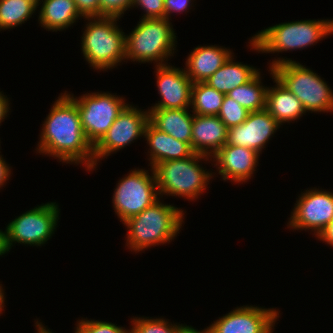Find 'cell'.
Wrapping results in <instances>:
<instances>
[{"instance_id":"obj_1","label":"cell","mask_w":333,"mask_h":333,"mask_svg":"<svg viewBox=\"0 0 333 333\" xmlns=\"http://www.w3.org/2000/svg\"><path fill=\"white\" fill-rule=\"evenodd\" d=\"M66 92L54 102L42 124L36 151L67 164H85L86 170L92 171L94 147L83 132L77 104Z\"/></svg>"},{"instance_id":"obj_2","label":"cell","mask_w":333,"mask_h":333,"mask_svg":"<svg viewBox=\"0 0 333 333\" xmlns=\"http://www.w3.org/2000/svg\"><path fill=\"white\" fill-rule=\"evenodd\" d=\"M183 219L182 209L164 204L159 198L123 223L128 230L126 246L137 253L152 246L170 243L177 237Z\"/></svg>"},{"instance_id":"obj_3","label":"cell","mask_w":333,"mask_h":333,"mask_svg":"<svg viewBox=\"0 0 333 333\" xmlns=\"http://www.w3.org/2000/svg\"><path fill=\"white\" fill-rule=\"evenodd\" d=\"M333 34V20H300L276 24L261 30L250 40L258 53L301 50Z\"/></svg>"},{"instance_id":"obj_4","label":"cell","mask_w":333,"mask_h":333,"mask_svg":"<svg viewBox=\"0 0 333 333\" xmlns=\"http://www.w3.org/2000/svg\"><path fill=\"white\" fill-rule=\"evenodd\" d=\"M119 18L116 16L84 17L89 22L83 31L81 50L86 61L95 70L113 69L122 60H126V34L116 25Z\"/></svg>"},{"instance_id":"obj_5","label":"cell","mask_w":333,"mask_h":333,"mask_svg":"<svg viewBox=\"0 0 333 333\" xmlns=\"http://www.w3.org/2000/svg\"><path fill=\"white\" fill-rule=\"evenodd\" d=\"M277 78L302 103L306 112L333 111V90L313 70L288 58H277L270 63Z\"/></svg>"},{"instance_id":"obj_6","label":"cell","mask_w":333,"mask_h":333,"mask_svg":"<svg viewBox=\"0 0 333 333\" xmlns=\"http://www.w3.org/2000/svg\"><path fill=\"white\" fill-rule=\"evenodd\" d=\"M212 161L210 156L193 153L190 157L155 164L154 171L158 195L184 197L195 200L206 190L213 173L204 170L200 161ZM162 195V196H161Z\"/></svg>"},{"instance_id":"obj_7","label":"cell","mask_w":333,"mask_h":333,"mask_svg":"<svg viewBox=\"0 0 333 333\" xmlns=\"http://www.w3.org/2000/svg\"><path fill=\"white\" fill-rule=\"evenodd\" d=\"M170 20L165 18H141L129 35H125V59L156 66L168 64L174 56L176 33Z\"/></svg>"},{"instance_id":"obj_8","label":"cell","mask_w":333,"mask_h":333,"mask_svg":"<svg viewBox=\"0 0 333 333\" xmlns=\"http://www.w3.org/2000/svg\"><path fill=\"white\" fill-rule=\"evenodd\" d=\"M66 94L77 104L83 132L93 147L127 105L123 97L109 92H92L78 98L73 94Z\"/></svg>"},{"instance_id":"obj_9","label":"cell","mask_w":333,"mask_h":333,"mask_svg":"<svg viewBox=\"0 0 333 333\" xmlns=\"http://www.w3.org/2000/svg\"><path fill=\"white\" fill-rule=\"evenodd\" d=\"M134 169L118 181L113 194V208L118 218L124 223L129 218L151 206L158 197L154 171Z\"/></svg>"},{"instance_id":"obj_10","label":"cell","mask_w":333,"mask_h":333,"mask_svg":"<svg viewBox=\"0 0 333 333\" xmlns=\"http://www.w3.org/2000/svg\"><path fill=\"white\" fill-rule=\"evenodd\" d=\"M59 210L56 202H48L37 205L8 223L5 230L8 249L16 242L37 247L45 244L57 227Z\"/></svg>"},{"instance_id":"obj_11","label":"cell","mask_w":333,"mask_h":333,"mask_svg":"<svg viewBox=\"0 0 333 333\" xmlns=\"http://www.w3.org/2000/svg\"><path fill=\"white\" fill-rule=\"evenodd\" d=\"M149 122L148 111L127 104L119 113L107 133L94 146V169L99 160L123 149L139 137H144ZM111 153V154H110Z\"/></svg>"},{"instance_id":"obj_12","label":"cell","mask_w":333,"mask_h":333,"mask_svg":"<svg viewBox=\"0 0 333 333\" xmlns=\"http://www.w3.org/2000/svg\"><path fill=\"white\" fill-rule=\"evenodd\" d=\"M333 220V193L319 189H307L294 205L287 226L294 230H310L316 238Z\"/></svg>"},{"instance_id":"obj_13","label":"cell","mask_w":333,"mask_h":333,"mask_svg":"<svg viewBox=\"0 0 333 333\" xmlns=\"http://www.w3.org/2000/svg\"><path fill=\"white\" fill-rule=\"evenodd\" d=\"M279 312L274 308L241 306L219 317L209 326L210 333H272Z\"/></svg>"},{"instance_id":"obj_14","label":"cell","mask_w":333,"mask_h":333,"mask_svg":"<svg viewBox=\"0 0 333 333\" xmlns=\"http://www.w3.org/2000/svg\"><path fill=\"white\" fill-rule=\"evenodd\" d=\"M156 84L161 100L150 109H189L193 82L185 69L170 64L156 66Z\"/></svg>"},{"instance_id":"obj_15","label":"cell","mask_w":333,"mask_h":333,"mask_svg":"<svg viewBox=\"0 0 333 333\" xmlns=\"http://www.w3.org/2000/svg\"><path fill=\"white\" fill-rule=\"evenodd\" d=\"M280 126L266 109L249 112L243 123L228 129L226 144L249 148L260 154Z\"/></svg>"},{"instance_id":"obj_16","label":"cell","mask_w":333,"mask_h":333,"mask_svg":"<svg viewBox=\"0 0 333 333\" xmlns=\"http://www.w3.org/2000/svg\"><path fill=\"white\" fill-rule=\"evenodd\" d=\"M260 154L255 150L225 144L211 158L223 180L247 182L256 171Z\"/></svg>"},{"instance_id":"obj_17","label":"cell","mask_w":333,"mask_h":333,"mask_svg":"<svg viewBox=\"0 0 333 333\" xmlns=\"http://www.w3.org/2000/svg\"><path fill=\"white\" fill-rule=\"evenodd\" d=\"M228 128L217 115L194 114L191 148L194 153L212 157L227 143Z\"/></svg>"},{"instance_id":"obj_18","label":"cell","mask_w":333,"mask_h":333,"mask_svg":"<svg viewBox=\"0 0 333 333\" xmlns=\"http://www.w3.org/2000/svg\"><path fill=\"white\" fill-rule=\"evenodd\" d=\"M234 54L219 46H197L186 59V74L193 83L205 82Z\"/></svg>"},{"instance_id":"obj_19","label":"cell","mask_w":333,"mask_h":333,"mask_svg":"<svg viewBox=\"0 0 333 333\" xmlns=\"http://www.w3.org/2000/svg\"><path fill=\"white\" fill-rule=\"evenodd\" d=\"M144 138L150 147L148 153L151 168L157 163L188 158L194 153L188 143L156 129L150 122L145 128Z\"/></svg>"},{"instance_id":"obj_20","label":"cell","mask_w":333,"mask_h":333,"mask_svg":"<svg viewBox=\"0 0 333 333\" xmlns=\"http://www.w3.org/2000/svg\"><path fill=\"white\" fill-rule=\"evenodd\" d=\"M275 87H268L265 109L282 125L299 119L306 111L301 101L290 92L277 78L273 70L269 68Z\"/></svg>"},{"instance_id":"obj_21","label":"cell","mask_w":333,"mask_h":333,"mask_svg":"<svg viewBox=\"0 0 333 333\" xmlns=\"http://www.w3.org/2000/svg\"><path fill=\"white\" fill-rule=\"evenodd\" d=\"M189 109H148L149 122L173 138L191 146L194 113Z\"/></svg>"},{"instance_id":"obj_22","label":"cell","mask_w":333,"mask_h":333,"mask_svg":"<svg viewBox=\"0 0 333 333\" xmlns=\"http://www.w3.org/2000/svg\"><path fill=\"white\" fill-rule=\"evenodd\" d=\"M234 56L230 58L210 76L205 83L215 88L218 92L227 94L234 88L244 85L252 80L259 70L253 66L242 64L241 62H233Z\"/></svg>"},{"instance_id":"obj_23","label":"cell","mask_w":333,"mask_h":333,"mask_svg":"<svg viewBox=\"0 0 333 333\" xmlns=\"http://www.w3.org/2000/svg\"><path fill=\"white\" fill-rule=\"evenodd\" d=\"M38 21L48 31H61L83 17L74 0H42Z\"/></svg>"},{"instance_id":"obj_24","label":"cell","mask_w":333,"mask_h":333,"mask_svg":"<svg viewBox=\"0 0 333 333\" xmlns=\"http://www.w3.org/2000/svg\"><path fill=\"white\" fill-rule=\"evenodd\" d=\"M260 73L246 84L238 86L226 94L249 112L264 110L266 106L268 87L261 84Z\"/></svg>"},{"instance_id":"obj_25","label":"cell","mask_w":333,"mask_h":333,"mask_svg":"<svg viewBox=\"0 0 333 333\" xmlns=\"http://www.w3.org/2000/svg\"><path fill=\"white\" fill-rule=\"evenodd\" d=\"M37 8V0H0V31L25 23Z\"/></svg>"},{"instance_id":"obj_26","label":"cell","mask_w":333,"mask_h":333,"mask_svg":"<svg viewBox=\"0 0 333 333\" xmlns=\"http://www.w3.org/2000/svg\"><path fill=\"white\" fill-rule=\"evenodd\" d=\"M225 94L218 92L205 82L193 83L191 95L192 113L218 115Z\"/></svg>"},{"instance_id":"obj_27","label":"cell","mask_w":333,"mask_h":333,"mask_svg":"<svg viewBox=\"0 0 333 333\" xmlns=\"http://www.w3.org/2000/svg\"><path fill=\"white\" fill-rule=\"evenodd\" d=\"M148 318V319H147ZM130 333H177L179 324L169 323L164 318L133 317Z\"/></svg>"},{"instance_id":"obj_28","label":"cell","mask_w":333,"mask_h":333,"mask_svg":"<svg viewBox=\"0 0 333 333\" xmlns=\"http://www.w3.org/2000/svg\"><path fill=\"white\" fill-rule=\"evenodd\" d=\"M249 114V111L242 107L236 100L225 95L218 117L229 129L243 123Z\"/></svg>"},{"instance_id":"obj_29","label":"cell","mask_w":333,"mask_h":333,"mask_svg":"<svg viewBox=\"0 0 333 333\" xmlns=\"http://www.w3.org/2000/svg\"><path fill=\"white\" fill-rule=\"evenodd\" d=\"M76 325L75 333H130V329L117 326L111 322L99 320H79Z\"/></svg>"},{"instance_id":"obj_30","label":"cell","mask_w":333,"mask_h":333,"mask_svg":"<svg viewBox=\"0 0 333 333\" xmlns=\"http://www.w3.org/2000/svg\"><path fill=\"white\" fill-rule=\"evenodd\" d=\"M134 6L144 10V19L164 18V0H132L131 8Z\"/></svg>"},{"instance_id":"obj_31","label":"cell","mask_w":333,"mask_h":333,"mask_svg":"<svg viewBox=\"0 0 333 333\" xmlns=\"http://www.w3.org/2000/svg\"><path fill=\"white\" fill-rule=\"evenodd\" d=\"M101 17L116 16L122 17L126 10L132 6V0H100Z\"/></svg>"},{"instance_id":"obj_32","label":"cell","mask_w":333,"mask_h":333,"mask_svg":"<svg viewBox=\"0 0 333 333\" xmlns=\"http://www.w3.org/2000/svg\"><path fill=\"white\" fill-rule=\"evenodd\" d=\"M83 17H101L100 0H74Z\"/></svg>"},{"instance_id":"obj_33","label":"cell","mask_w":333,"mask_h":333,"mask_svg":"<svg viewBox=\"0 0 333 333\" xmlns=\"http://www.w3.org/2000/svg\"><path fill=\"white\" fill-rule=\"evenodd\" d=\"M193 1V0H192ZM191 0H164V18L169 20L171 13L186 12L191 9ZM170 15V16H169Z\"/></svg>"},{"instance_id":"obj_34","label":"cell","mask_w":333,"mask_h":333,"mask_svg":"<svg viewBox=\"0 0 333 333\" xmlns=\"http://www.w3.org/2000/svg\"><path fill=\"white\" fill-rule=\"evenodd\" d=\"M10 175L11 169L7 165L2 155H0V188L3 187L4 184H6V181L9 180Z\"/></svg>"},{"instance_id":"obj_35","label":"cell","mask_w":333,"mask_h":333,"mask_svg":"<svg viewBox=\"0 0 333 333\" xmlns=\"http://www.w3.org/2000/svg\"><path fill=\"white\" fill-rule=\"evenodd\" d=\"M9 102V99L2 92H0V124L4 121L5 117L9 115L7 114L10 109Z\"/></svg>"},{"instance_id":"obj_36","label":"cell","mask_w":333,"mask_h":333,"mask_svg":"<svg viewBox=\"0 0 333 333\" xmlns=\"http://www.w3.org/2000/svg\"><path fill=\"white\" fill-rule=\"evenodd\" d=\"M320 241H324L333 247V220L328 224L325 230L318 237Z\"/></svg>"},{"instance_id":"obj_37","label":"cell","mask_w":333,"mask_h":333,"mask_svg":"<svg viewBox=\"0 0 333 333\" xmlns=\"http://www.w3.org/2000/svg\"><path fill=\"white\" fill-rule=\"evenodd\" d=\"M177 333H210V330H209V327H207L204 330L198 331L197 329L193 328L192 326L179 324V329H178Z\"/></svg>"},{"instance_id":"obj_38","label":"cell","mask_w":333,"mask_h":333,"mask_svg":"<svg viewBox=\"0 0 333 333\" xmlns=\"http://www.w3.org/2000/svg\"><path fill=\"white\" fill-rule=\"evenodd\" d=\"M9 249L7 246V240H6V231L0 230V256L4 255L5 253H8Z\"/></svg>"},{"instance_id":"obj_39","label":"cell","mask_w":333,"mask_h":333,"mask_svg":"<svg viewBox=\"0 0 333 333\" xmlns=\"http://www.w3.org/2000/svg\"><path fill=\"white\" fill-rule=\"evenodd\" d=\"M35 324H36L37 333H52V331L44 327V325L41 322L37 321Z\"/></svg>"},{"instance_id":"obj_40","label":"cell","mask_w":333,"mask_h":333,"mask_svg":"<svg viewBox=\"0 0 333 333\" xmlns=\"http://www.w3.org/2000/svg\"><path fill=\"white\" fill-rule=\"evenodd\" d=\"M5 302V296H4V291L2 288V285L0 284V314H2V310H4V303Z\"/></svg>"}]
</instances>
